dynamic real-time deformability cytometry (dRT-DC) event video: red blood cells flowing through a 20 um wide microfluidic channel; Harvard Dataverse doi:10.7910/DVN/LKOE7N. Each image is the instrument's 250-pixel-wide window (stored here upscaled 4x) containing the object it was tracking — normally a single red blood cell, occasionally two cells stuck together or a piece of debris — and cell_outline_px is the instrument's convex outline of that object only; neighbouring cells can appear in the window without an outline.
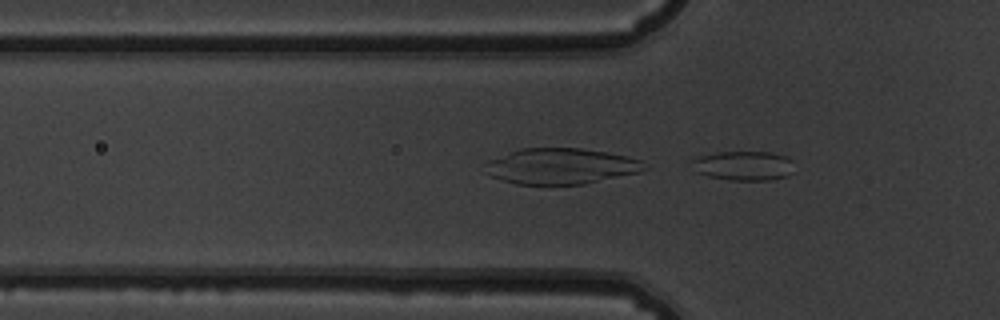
{"species": "common noctule bat (a hibernating species)", "species_latin": "Nyctalus noctula", "temperature_condition": "warm", "stored_images_in_passage": 51, "camera_frame_rate_fps": 3000, "um_per_image_px": 0.085, "animal": {"sex": "male", "body_mass_g": 19.5, "forearm_length_mm": 54.6}, "frame": {"image": 1, "passage_image": 16, "time_ms": 5.0, "image_size_px": [1000, 320], "cell_outline_px": [[796, 172], [788, 176], [772, 180], [728, 180], [708, 176], [696, 172], [692, 160], [700, 156], [716, 152], [772, 152], [788, 156], [792, 160]], "centroid_in_image_um": [63.31, 14.09], "position_along_channel_um": 62.5, "area_um2": 17.86}}
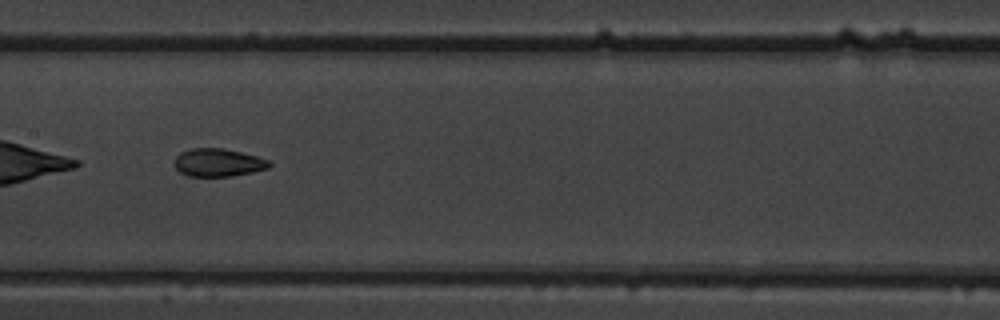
{"frame": {"image": 2, "passage_image": 26, "time_ms": 8.333, "image_size_px": [1000, 320], "cell_outline_px": [[272, 164], [268, 168], [252, 172], [228, 176], [188, 176], [180, 172], [172, 164], [176, 156], [180, 152], [192, 148], [224, 148], [256, 156], [268, 160]], "centroid_in_image_um": [18.5, 13.81], "position_along_channel_um": 188.9, "area_um2": 15.43}}
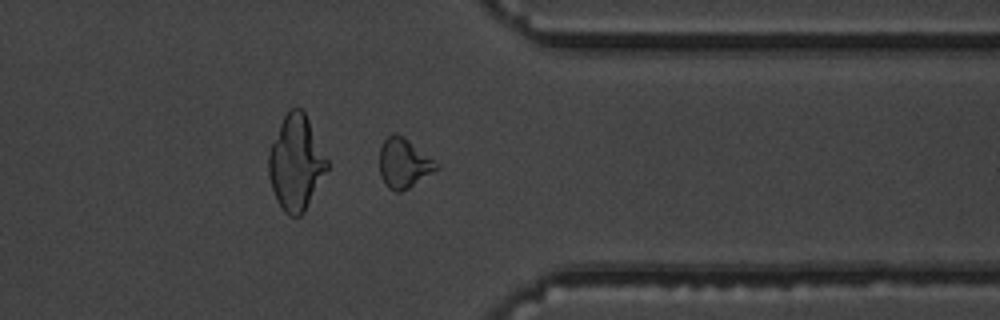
{"frame": {"image": 3, "passage_image": 41, "time_ms": 13.333, "image_size_px": [1000, 320], "cell_outline_px": [[440, 168], [408, 188], [400, 192], [396, 192], [388, 188], [384, 184], [380, 176], [380, 148], [384, 140], [388, 136], [396, 132], [404, 136], [440, 164]], "centroid_in_image_um": [34.33, 13.87], "position_along_channel_um": 377.1, "area_um2": 16.59}, "authors_computed_cell_mechanics": {"area_um2": 16.5886, "velocity_mm_per_s": 3.8496, "shape_relaxation_time_tau1_ms": null, "shape_relaxation_time_tau2_ms": 0.9359, "deformation_change_tau1": null, "deformation_change_tau2": 0.0668}}